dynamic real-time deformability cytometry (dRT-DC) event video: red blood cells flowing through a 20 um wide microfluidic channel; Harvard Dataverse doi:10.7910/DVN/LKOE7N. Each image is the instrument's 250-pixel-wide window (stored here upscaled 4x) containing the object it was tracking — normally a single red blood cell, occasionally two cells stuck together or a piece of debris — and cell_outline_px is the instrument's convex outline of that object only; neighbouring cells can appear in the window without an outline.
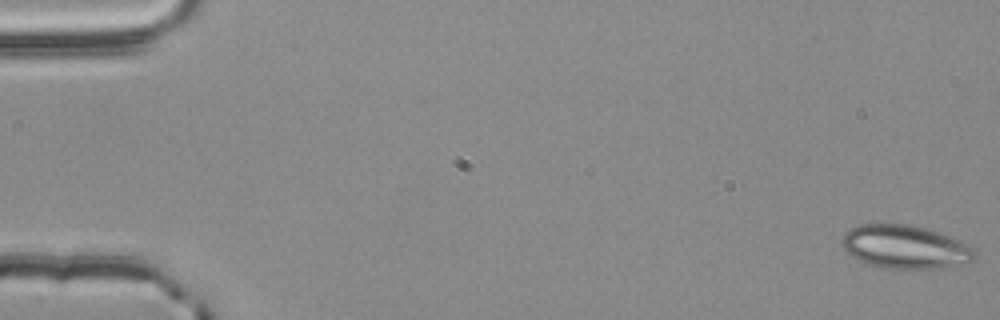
{"species": "common noctule bat (a hibernating species)", "species_latin": "Nyctalus noctula", "temperature_condition": "room temperature", "stored_images_in_passage": 4, "camera_frame_rate_fps": 3000, "um_per_image_px": 0.085, "animal": {"sex": "male", "body_mass_g": 20.4}, "frame": {"image": 1, "passage_image": 1, "time_ms": 0.0, "image_size_px": [1000, 320], "cell_outline_px": [[976, 260], [964, 264], [932, 268], [880, 268], [868, 264], [852, 256], [844, 248], [844, 232], [860, 224], [908, 224], [940, 232], [960, 240], [976, 248]], "centroid_in_image_um": [77.0, 20.98], "position_along_channel_um": 8.0, "area_um2": 33.52}}